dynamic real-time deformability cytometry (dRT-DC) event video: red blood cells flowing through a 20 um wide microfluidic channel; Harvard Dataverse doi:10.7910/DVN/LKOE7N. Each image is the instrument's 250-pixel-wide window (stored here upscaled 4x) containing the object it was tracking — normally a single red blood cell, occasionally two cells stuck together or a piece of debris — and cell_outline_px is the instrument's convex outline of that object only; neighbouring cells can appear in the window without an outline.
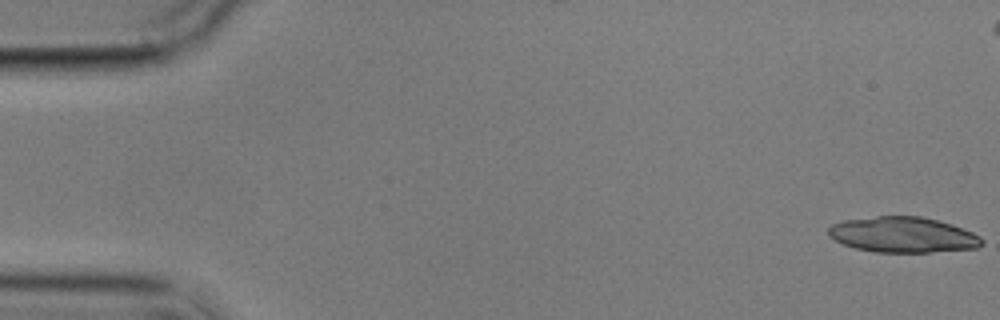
{"species": "common noctule bat (a hibernating species)", "species_latin": "Nyctalus noctula", "temperature_condition": "cold", "stored_images_in_passage": 6, "camera_frame_rate_fps": 3000, "um_per_image_px": 0.085, "animal": {"sex": "male", "body_mass_g": 17.9}, "frame": {"image": 1, "passage_image": 1, "time_ms": 0.0, "image_size_px": [1000, 320], "cell_outline_px": [[984, 244], [976, 248], [928, 252], [876, 252], [856, 248], [844, 244], [836, 240], [828, 232], [828, 228], [832, 224], [844, 220], [876, 216], [920, 216], [952, 224], [972, 232], [980, 236], [984, 240]], "centroid_in_image_um": [76.78, 19.95], "position_along_channel_um": 8.2, "area_um2": 31.62}}